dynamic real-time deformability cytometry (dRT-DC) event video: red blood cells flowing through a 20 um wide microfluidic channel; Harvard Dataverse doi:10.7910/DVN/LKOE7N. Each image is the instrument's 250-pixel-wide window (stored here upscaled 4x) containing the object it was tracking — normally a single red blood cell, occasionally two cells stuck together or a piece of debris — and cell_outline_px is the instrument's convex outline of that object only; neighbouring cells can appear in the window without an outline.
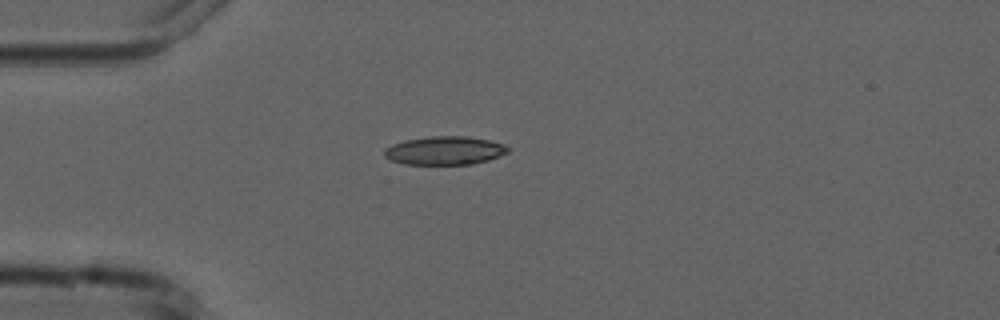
{"species": "common noctule bat (a hibernating species)", "species_latin": "Nyctalus noctula", "temperature_condition": "cold", "stored_images_in_passage": 1, "camera_frame_rate_fps": 3000, "um_per_image_px": 0.085, "animal": {"sex": "male", "forearm_length_mm": 52.5}, "frame": {"image": 1, "passage_image": 1, "time_ms": 0.0, "image_size_px": [1000, 320], "cell_outline_px": [[512, 148], [508, 152], [500, 156], [488, 160], [472, 164], [404, 164], [388, 160], [384, 156], [384, 148], [392, 144], [404, 140], [432, 136], [468, 136], [488, 140], [504, 144]], "centroid_in_image_um": [37.79, 12.79], "position_along_channel_um": 47.2, "area_um2": 20.69}}